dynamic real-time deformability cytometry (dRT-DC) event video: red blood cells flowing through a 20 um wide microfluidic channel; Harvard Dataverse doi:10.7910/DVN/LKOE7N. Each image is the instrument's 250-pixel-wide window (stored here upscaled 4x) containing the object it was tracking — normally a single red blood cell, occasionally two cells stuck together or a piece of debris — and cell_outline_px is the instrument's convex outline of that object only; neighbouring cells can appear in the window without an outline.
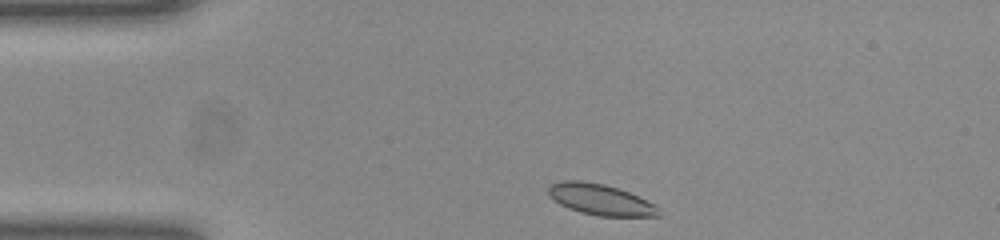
{"species": "common noctule bat (a hibernating species)", "species_latin": "Nyctalus noctula", "temperature_condition": "room temperature", "stored_images_in_passage": 34, "camera_frame_rate_fps": 3000, "um_per_image_px": 0.085, "animal": {"sex": "female", "body_mass_g": 23.0, "forearm_length_mm": 53.4}, "frame": {"image": 1, "passage_image": 1, "time_ms": 0.0, "image_size_px": [1000, 240], "cell_outline_px": [[660, 216], [600, 216], [580, 212], [568, 208], [560, 204], [548, 192], [548, 188], [552, 184], [564, 180], [580, 180], [604, 184], [628, 192], [652, 204], [656, 208]], "centroid_in_image_um": [50.99, 16.96], "position_along_channel_um": 34.0, "area_um2": 19.31}}
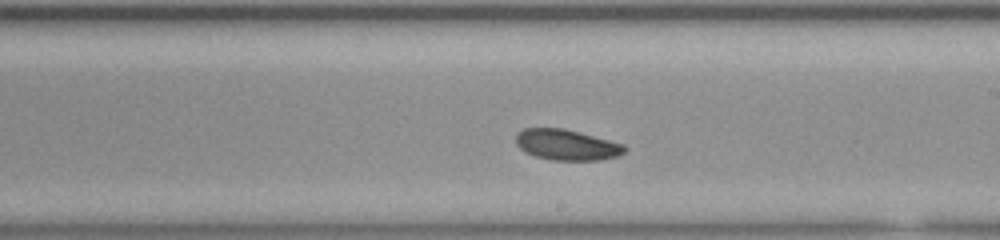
{"frame": {"image": 2, "passage_image": 20, "time_ms": 6.333, "image_size_px": [1000, 240], "cell_outline_px": [[628, 148], [620, 156], [600, 160], [552, 160], [536, 156], [524, 152], [516, 144], [516, 136], [524, 128], [564, 128], [580, 132], [624, 144]], "centroid_in_image_um": [48.2, 12.31], "position_along_channel_um": 240.8, "area_um2": 19.54}}
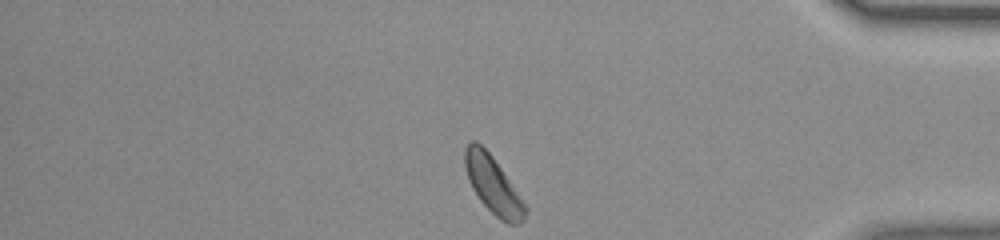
{"frame": {"image": 3, "passage_image": 34, "time_ms": 11.0, "image_size_px": [1000, 240], "cell_outline_px": [[528, 212], [524, 220], [520, 224], [508, 224], [500, 220], [480, 200], [472, 188], [468, 180], [464, 164], [464, 148], [472, 140], [476, 140], [492, 156], [528, 208]], "centroid_in_image_um": [41.9, 15.74], "position_along_channel_um": 393.3, "area_um2": 19.94}, "authors_computed_cell_mechanics": {"area_um2": 19.7965, "velocity_mm_per_s": 3.9227, "shape_relaxation_time_tau1_ms": 2.4452, "shape_relaxation_time_tau2_ms": null, "deformation_change_tau1": 0.0624, "deformation_change_tau2": null}}